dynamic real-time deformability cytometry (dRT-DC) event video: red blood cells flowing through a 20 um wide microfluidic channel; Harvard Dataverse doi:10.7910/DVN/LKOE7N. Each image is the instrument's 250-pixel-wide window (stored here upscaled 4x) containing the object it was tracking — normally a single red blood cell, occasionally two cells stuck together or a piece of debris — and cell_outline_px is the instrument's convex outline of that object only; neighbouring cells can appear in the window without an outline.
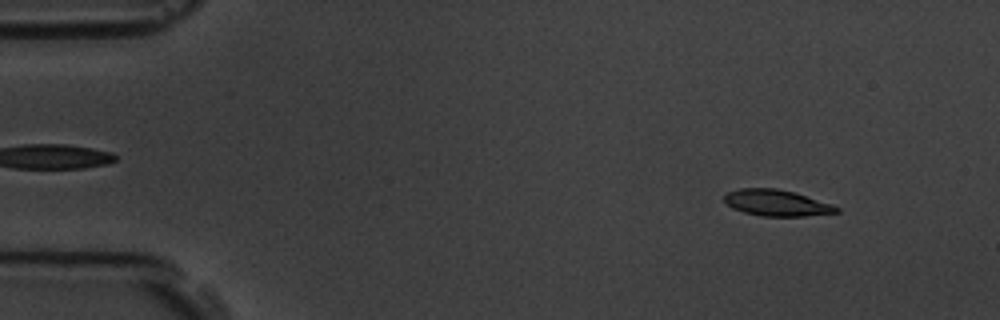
{"species": "common noctule bat (a hibernating species)", "species_latin": "Nyctalus noctula", "temperature_condition": "room temperature", "stored_images_in_passage": 3, "camera_frame_rate_fps": 3000, "um_per_image_px": 0.085, "animal": {"sex": "male", "body_mass_g": 19.5, "forearm_length_mm": 54.6}, "frame": {"image": 1, "passage_image": 1, "time_ms": 0.0, "image_size_px": [1000, 320], "cell_outline_px": [[840, 212], [804, 216], [760, 216], [744, 212], [732, 208], [724, 200], [724, 196], [728, 192], [740, 188], [776, 188], [792, 192], [832, 204], [840, 208]], "centroid_in_image_um": [66.01, 17.25], "position_along_channel_um": 19.0, "area_um2": 16.99}}
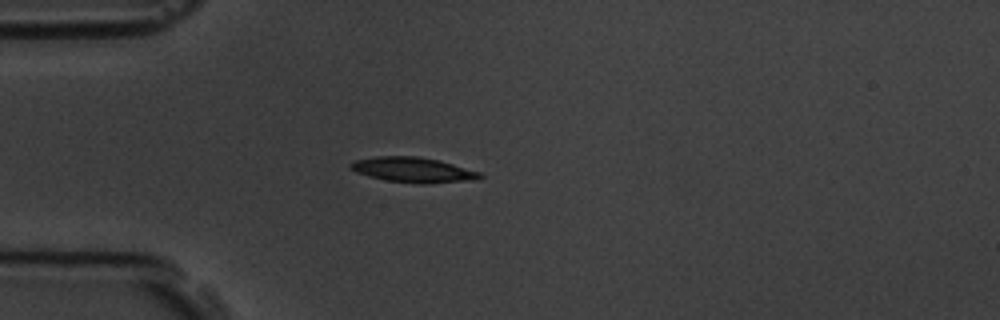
{"frame": {"image": 2, "passage_image": 3, "time_ms": 3.0, "image_size_px": [1000, 320], "cell_outline_px": [[484, 176], [472, 180], [424, 184], [420, 184], [384, 180], [368, 176], [356, 172], [348, 168], [348, 164], [356, 160], [376, 156], [416, 156], [440, 160], [480, 172]], "centroid_in_image_um": [35.08, 14.44], "position_along_channel_um": 49.9, "area_um2": 19.02}}